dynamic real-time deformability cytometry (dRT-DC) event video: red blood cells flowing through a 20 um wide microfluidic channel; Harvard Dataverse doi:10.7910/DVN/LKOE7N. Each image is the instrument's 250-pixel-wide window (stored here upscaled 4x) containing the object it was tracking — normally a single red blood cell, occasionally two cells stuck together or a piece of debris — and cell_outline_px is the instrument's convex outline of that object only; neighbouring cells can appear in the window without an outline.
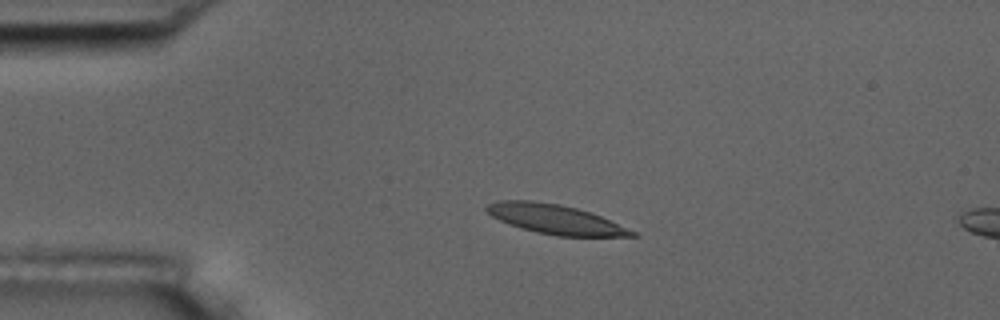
{"species": "common noctule bat (a hibernating species)", "species_latin": "Nyctalus noctula", "temperature_condition": "room temperature", "stored_images_in_passage": 4, "camera_frame_rate_fps": 3000, "um_per_image_px": 0.085, "animal": {"sex": "male", "body_mass_g": 17.5, "forearm_length_mm": 52.3}, "frame": {"image": 1, "passage_image": 3, "time_ms": 3.333, "image_size_px": [1000, 320], "cell_outline_px": [[640, 236], [556, 236], [536, 232], [508, 224], [492, 216], [484, 208], [488, 204], [496, 200], [532, 200], [560, 204], [576, 208], [600, 216], [636, 232]], "centroid_in_image_um": [47.15, 18.63], "position_along_channel_um": 37.8, "area_um2": 24.74}}